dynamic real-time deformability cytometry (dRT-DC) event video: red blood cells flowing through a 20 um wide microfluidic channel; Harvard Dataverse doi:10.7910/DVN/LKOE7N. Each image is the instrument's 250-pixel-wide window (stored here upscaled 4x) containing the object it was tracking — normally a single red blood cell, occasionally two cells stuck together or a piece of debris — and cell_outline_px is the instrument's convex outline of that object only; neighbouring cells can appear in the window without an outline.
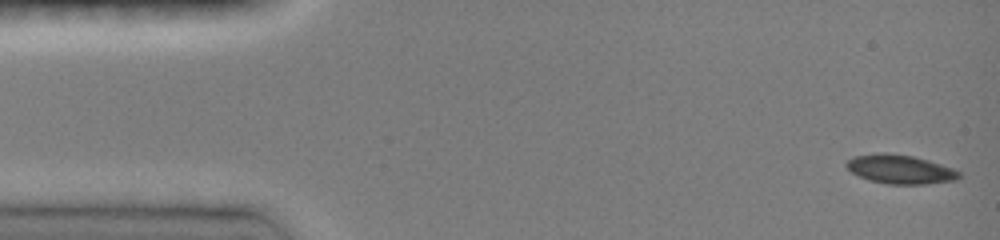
{"species": "common noctule bat (a hibernating species)", "species_latin": "Nyctalus noctula", "temperature_condition": "room temperature", "stored_images_in_passage": 41, "camera_frame_rate_fps": 3000, "um_per_image_px": 0.085, "animal": {"sex": "female", "body_mass_g": 19.0, "forearm_length_mm": 51.5}, "frame": {"image": 1, "passage_image": 1, "time_ms": 0.0, "image_size_px": [1000, 240], "cell_outline_px": [[960, 176], [956, 180], [924, 184], [888, 184], [872, 180], [860, 176], [852, 172], [844, 164], [848, 160], [856, 156], [876, 152], [884, 152], [912, 156], [928, 160], [952, 168], [960, 172]], "centroid_in_image_um": [76.51, 14.38], "position_along_channel_um": 8.5, "area_um2": 18.79}}
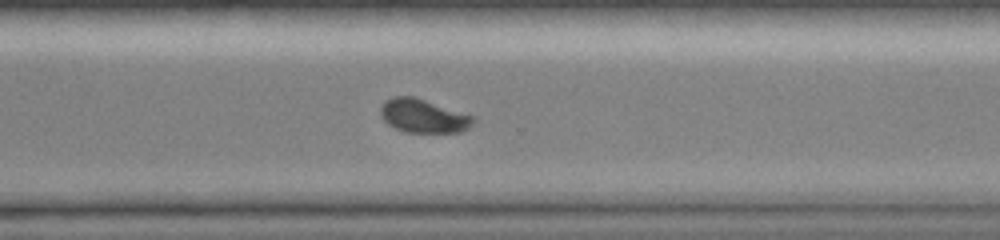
{"frame": {"image": 2, "passage_image": 30, "time_ms": 10.667, "image_size_px": [1000, 240], "cell_outline_px": [[476, 120], [468, 128], [460, 132], [404, 132], [388, 124], [380, 116], [380, 108], [388, 100], [396, 96], [412, 96], [476, 116]], "centroid_in_image_um": [36.02, 9.87], "position_along_channel_um": 334.6, "area_um2": 18.03}}
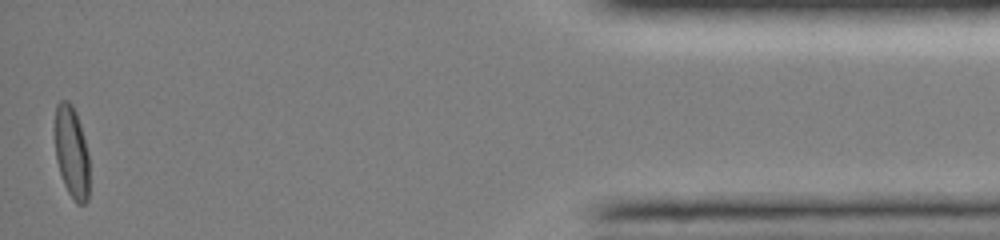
{"frame": {"image": 3, "passage_image": 41, "time_ms": 14.667, "image_size_px": [1000, 240], "cell_outline_px": [[88, 200], [84, 204], [76, 204], [68, 192], [64, 184], [56, 160], [56, 104], [60, 100], [68, 100], [72, 104], [76, 112], [84, 136], [88, 152]], "centroid_in_image_um": [6.1, 12.94], "position_along_channel_um": 429.1, "area_um2": 18.32}, "authors_computed_cell_mechanics": {"area_um2": 19.4208, "velocity_mm_per_s": 4.1373, "shape_relaxation_time_tau1_ms": 6.1398, "shape_relaxation_time_tau2_ms": null, "deformation_change_tau1": 0.1668, "deformation_change_tau2": null}}